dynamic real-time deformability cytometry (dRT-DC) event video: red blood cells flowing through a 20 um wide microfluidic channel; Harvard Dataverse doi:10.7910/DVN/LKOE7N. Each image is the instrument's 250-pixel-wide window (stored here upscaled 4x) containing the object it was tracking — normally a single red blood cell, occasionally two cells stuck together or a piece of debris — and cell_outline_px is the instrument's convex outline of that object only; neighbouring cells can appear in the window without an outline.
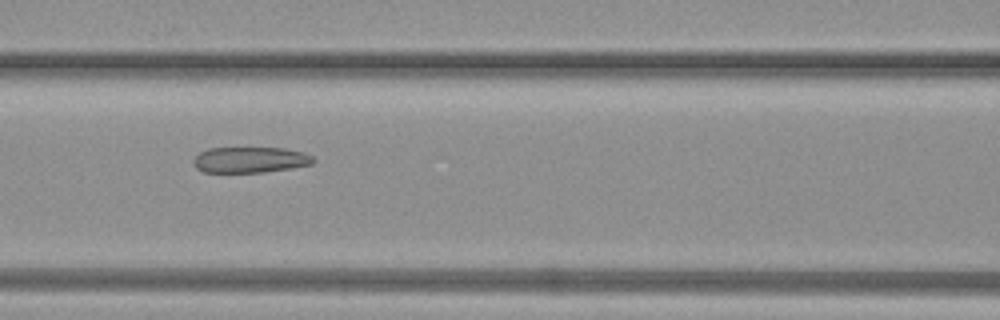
{"species": "common noctule bat (a hibernating species)", "species_latin": "Nyctalus noctula", "temperature_condition": "warm", "stored_images_in_passage": 11, "camera_frame_rate_fps": 3000, "um_per_image_px": 0.085, "animal": {"sex": "female", "body_mass_g": 19.3, "forearm_length_mm": 54.1}, "frame": {"image": 1, "passage_image": 9, "time_ms": 2.667, "image_size_px": [1000, 320], "cell_outline_px": [[316, 160], [312, 164], [292, 168], [264, 172], [204, 172], [196, 168], [192, 164], [192, 160], [200, 152], [208, 148], [284, 148], [304, 152], [312, 156]], "centroid_in_image_um": [21.26, 13.58], "position_along_channel_um": 145.3, "area_um2": 18.15}}
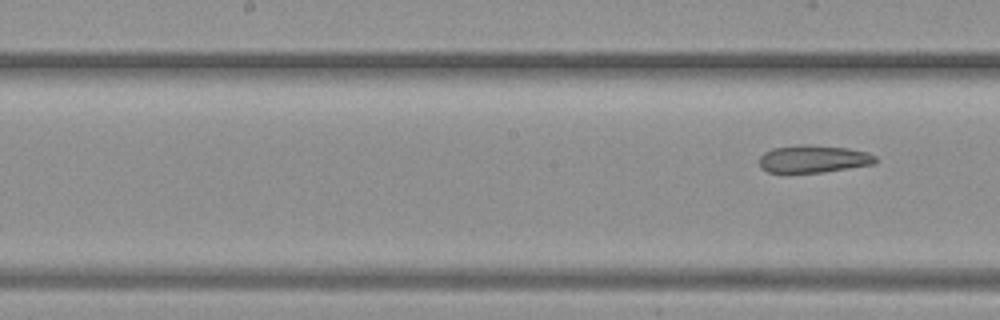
{"frame": {"image": 2, "passage_image": 11, "time_ms": 3.333, "image_size_px": [1000, 320], "cell_outline_px": [[876, 160], [872, 164], [848, 168], [820, 172], [768, 172], [760, 168], [760, 156], [764, 152], [772, 148], [800, 144], [808, 144], [848, 148], [868, 152], [876, 156]], "centroid_in_image_um": [69.11, 13.49], "position_along_channel_um": 179.1, "area_um2": 18.55}}